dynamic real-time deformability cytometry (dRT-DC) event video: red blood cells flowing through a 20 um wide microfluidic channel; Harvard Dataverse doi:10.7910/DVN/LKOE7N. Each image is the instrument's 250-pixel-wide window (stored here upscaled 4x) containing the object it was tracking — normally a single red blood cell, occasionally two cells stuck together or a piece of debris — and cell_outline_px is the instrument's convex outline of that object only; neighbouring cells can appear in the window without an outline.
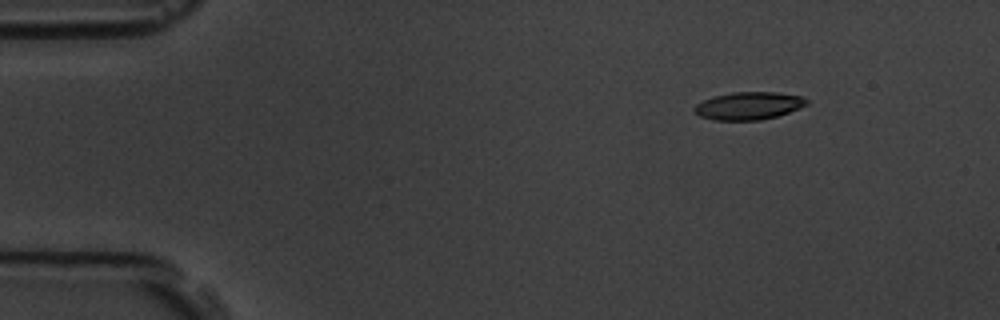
{"species": "common noctule bat (a hibernating species)", "species_latin": "Nyctalus noctula", "temperature_condition": "room temperature", "stored_images_in_passage": 6, "camera_frame_rate_fps": 3000, "um_per_image_px": 0.085, "animal": {"sex": "male", "body_mass_g": 19.5, "forearm_length_mm": 54.6}, "frame": {"image": 1, "passage_image": 3, "time_ms": 2.333, "image_size_px": [1000, 320], "cell_outline_px": [[808, 104], [800, 108], [776, 116], [760, 120], [716, 120], [700, 116], [692, 108], [696, 104], [704, 100], [716, 96], [732, 92], [776, 92], [800, 96], [808, 100]], "centroid_in_image_um": [63.64, 8.99], "position_along_channel_um": 21.4, "area_um2": 17.92}}